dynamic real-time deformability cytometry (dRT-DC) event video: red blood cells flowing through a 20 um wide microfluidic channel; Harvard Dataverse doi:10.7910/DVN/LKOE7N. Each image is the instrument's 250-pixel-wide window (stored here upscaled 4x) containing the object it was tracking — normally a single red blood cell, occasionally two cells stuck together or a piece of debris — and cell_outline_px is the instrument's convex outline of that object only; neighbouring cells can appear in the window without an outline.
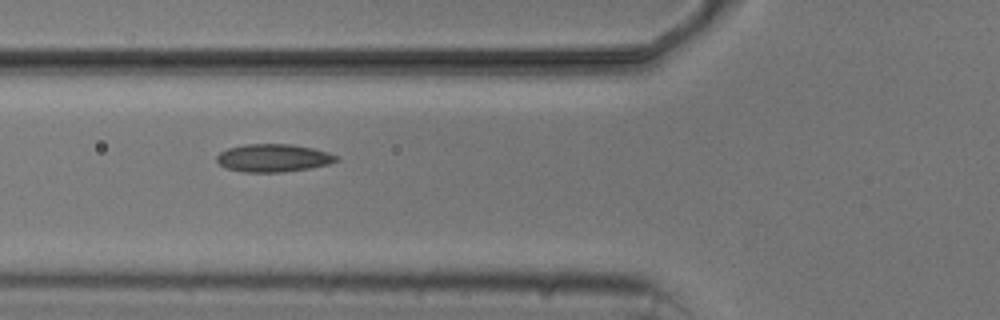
{"species": "common noctule bat (a hibernating species)", "species_latin": "Nyctalus noctula", "temperature_condition": "cold", "stored_images_in_passage": 7, "camera_frame_rate_fps": 3000, "um_per_image_px": 0.085, "animal": {"sex": "male", "body_mass_g": 20.5, "forearm_length_mm": 52.5}, "frame": {"image": 1, "passage_image": 6, "time_ms": 6.0, "image_size_px": [1000, 320], "cell_outline_px": [[340, 160], [328, 164], [312, 168], [284, 172], [244, 172], [224, 168], [216, 160], [216, 156], [220, 152], [228, 148], [244, 144], [292, 144], [312, 148], [328, 152], [340, 156]], "centroid_in_image_um": [23.25, 13.43], "position_along_channel_um": 102.5, "area_um2": 19.65}}
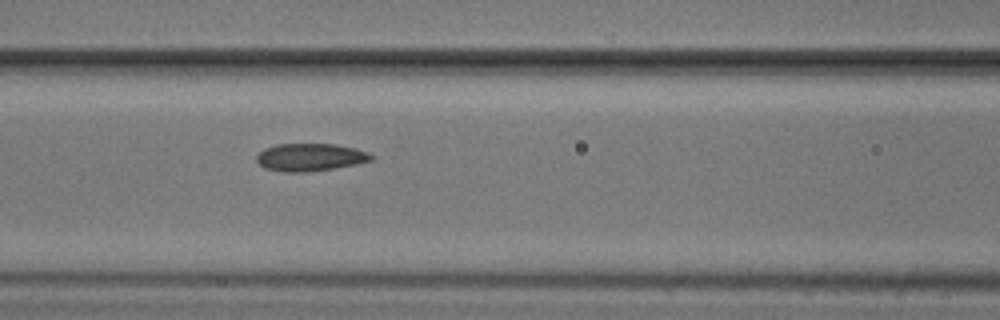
{"frame": {"image": 2, "passage_image": 7, "time_ms": 7.0, "image_size_px": [1000, 320], "cell_outline_px": [[376, 156], [372, 160], [356, 164], [308, 172], [284, 172], [264, 168], [256, 160], [256, 156], [264, 148], [276, 144], [336, 144], [356, 148], [368, 152]], "centroid_in_image_um": [26.38, 13.36], "position_along_channel_um": 140.2, "area_um2": 18.55}}